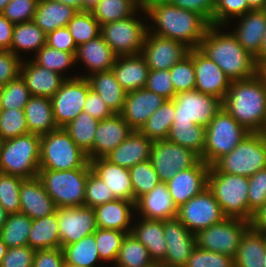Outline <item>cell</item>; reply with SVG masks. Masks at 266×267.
I'll return each mask as SVG.
<instances>
[{"instance_id": "7402d4cb", "label": "cell", "mask_w": 266, "mask_h": 267, "mask_svg": "<svg viewBox=\"0 0 266 267\" xmlns=\"http://www.w3.org/2000/svg\"><path fill=\"white\" fill-rule=\"evenodd\" d=\"M165 98L141 88L128 92L119 113L133 130H140L148 118L165 102Z\"/></svg>"}, {"instance_id": "4dcf8cb0", "label": "cell", "mask_w": 266, "mask_h": 267, "mask_svg": "<svg viewBox=\"0 0 266 267\" xmlns=\"http://www.w3.org/2000/svg\"><path fill=\"white\" fill-rule=\"evenodd\" d=\"M75 58L76 62L80 60L87 67L86 70L90 71L87 76L79 75V77L87 78L94 73L111 70L117 55L99 35L87 43L79 45Z\"/></svg>"}, {"instance_id": "2a66077c", "label": "cell", "mask_w": 266, "mask_h": 267, "mask_svg": "<svg viewBox=\"0 0 266 267\" xmlns=\"http://www.w3.org/2000/svg\"><path fill=\"white\" fill-rule=\"evenodd\" d=\"M258 75L264 80L266 84V61L258 66Z\"/></svg>"}, {"instance_id": "30bf717a", "label": "cell", "mask_w": 266, "mask_h": 267, "mask_svg": "<svg viewBox=\"0 0 266 267\" xmlns=\"http://www.w3.org/2000/svg\"><path fill=\"white\" fill-rule=\"evenodd\" d=\"M136 13L126 19L100 25V35L117 56L141 54L149 26L144 20H139Z\"/></svg>"}, {"instance_id": "484cf974", "label": "cell", "mask_w": 266, "mask_h": 267, "mask_svg": "<svg viewBox=\"0 0 266 267\" xmlns=\"http://www.w3.org/2000/svg\"><path fill=\"white\" fill-rule=\"evenodd\" d=\"M153 141L138 130L120 143L113 151L104 158L112 164L130 169L136 164L149 160Z\"/></svg>"}, {"instance_id": "60d3db41", "label": "cell", "mask_w": 266, "mask_h": 267, "mask_svg": "<svg viewBox=\"0 0 266 267\" xmlns=\"http://www.w3.org/2000/svg\"><path fill=\"white\" fill-rule=\"evenodd\" d=\"M141 0H100L91 11L100 25L126 19L137 10L142 11Z\"/></svg>"}, {"instance_id": "9a60e30c", "label": "cell", "mask_w": 266, "mask_h": 267, "mask_svg": "<svg viewBox=\"0 0 266 267\" xmlns=\"http://www.w3.org/2000/svg\"><path fill=\"white\" fill-rule=\"evenodd\" d=\"M201 158L179 144L168 140L154 141L150 161L159 180L167 182L179 171L193 167Z\"/></svg>"}, {"instance_id": "1f68e13d", "label": "cell", "mask_w": 266, "mask_h": 267, "mask_svg": "<svg viewBox=\"0 0 266 267\" xmlns=\"http://www.w3.org/2000/svg\"><path fill=\"white\" fill-rule=\"evenodd\" d=\"M140 219V222L132 224L131 234L148 249L151 260L156 265H160L164 261L167 249L163 221Z\"/></svg>"}, {"instance_id": "89a4df30", "label": "cell", "mask_w": 266, "mask_h": 267, "mask_svg": "<svg viewBox=\"0 0 266 267\" xmlns=\"http://www.w3.org/2000/svg\"><path fill=\"white\" fill-rule=\"evenodd\" d=\"M15 24L0 13V50H11V42Z\"/></svg>"}, {"instance_id": "7bdbcfd3", "label": "cell", "mask_w": 266, "mask_h": 267, "mask_svg": "<svg viewBox=\"0 0 266 267\" xmlns=\"http://www.w3.org/2000/svg\"><path fill=\"white\" fill-rule=\"evenodd\" d=\"M116 267H153L148 249L131 233L123 239Z\"/></svg>"}, {"instance_id": "4316f807", "label": "cell", "mask_w": 266, "mask_h": 267, "mask_svg": "<svg viewBox=\"0 0 266 267\" xmlns=\"http://www.w3.org/2000/svg\"><path fill=\"white\" fill-rule=\"evenodd\" d=\"M238 18V23H240L231 33L239 44L255 58L260 53L266 32V11L265 9L250 10Z\"/></svg>"}, {"instance_id": "f907efd6", "label": "cell", "mask_w": 266, "mask_h": 267, "mask_svg": "<svg viewBox=\"0 0 266 267\" xmlns=\"http://www.w3.org/2000/svg\"><path fill=\"white\" fill-rule=\"evenodd\" d=\"M30 97L29 89L21 76L0 87L1 109H24Z\"/></svg>"}, {"instance_id": "11a10c76", "label": "cell", "mask_w": 266, "mask_h": 267, "mask_svg": "<svg viewBox=\"0 0 266 267\" xmlns=\"http://www.w3.org/2000/svg\"><path fill=\"white\" fill-rule=\"evenodd\" d=\"M84 193V206L91 208H95L96 206L115 200L114 195L111 190H109L106 183L92 171L88 174Z\"/></svg>"}, {"instance_id": "d4e9b609", "label": "cell", "mask_w": 266, "mask_h": 267, "mask_svg": "<svg viewBox=\"0 0 266 267\" xmlns=\"http://www.w3.org/2000/svg\"><path fill=\"white\" fill-rule=\"evenodd\" d=\"M31 96L51 98L61 87L66 79L75 78L65 77L55 71L48 70L37 65L32 59L22 61L21 74Z\"/></svg>"}, {"instance_id": "ab89813d", "label": "cell", "mask_w": 266, "mask_h": 267, "mask_svg": "<svg viewBox=\"0 0 266 267\" xmlns=\"http://www.w3.org/2000/svg\"><path fill=\"white\" fill-rule=\"evenodd\" d=\"M168 141L190 149L202 158L206 143V127L189 123H172Z\"/></svg>"}, {"instance_id": "836d02e7", "label": "cell", "mask_w": 266, "mask_h": 267, "mask_svg": "<svg viewBox=\"0 0 266 267\" xmlns=\"http://www.w3.org/2000/svg\"><path fill=\"white\" fill-rule=\"evenodd\" d=\"M76 12L70 5L52 0H38L33 21L48 34L58 28L67 27Z\"/></svg>"}, {"instance_id": "7a4b0ae2", "label": "cell", "mask_w": 266, "mask_h": 267, "mask_svg": "<svg viewBox=\"0 0 266 267\" xmlns=\"http://www.w3.org/2000/svg\"><path fill=\"white\" fill-rule=\"evenodd\" d=\"M222 27L210 25L198 49L213 60L230 81L255 77L258 74L255 58L239 44L231 32L223 33Z\"/></svg>"}, {"instance_id": "d6a6232c", "label": "cell", "mask_w": 266, "mask_h": 267, "mask_svg": "<svg viewBox=\"0 0 266 267\" xmlns=\"http://www.w3.org/2000/svg\"><path fill=\"white\" fill-rule=\"evenodd\" d=\"M29 133L44 135L58 129L51 98L31 96L24 107Z\"/></svg>"}, {"instance_id": "ba28073f", "label": "cell", "mask_w": 266, "mask_h": 267, "mask_svg": "<svg viewBox=\"0 0 266 267\" xmlns=\"http://www.w3.org/2000/svg\"><path fill=\"white\" fill-rule=\"evenodd\" d=\"M208 188L226 217L249 221L248 177L209 170Z\"/></svg>"}, {"instance_id": "3957f363", "label": "cell", "mask_w": 266, "mask_h": 267, "mask_svg": "<svg viewBox=\"0 0 266 267\" xmlns=\"http://www.w3.org/2000/svg\"><path fill=\"white\" fill-rule=\"evenodd\" d=\"M222 107L249 132H261L266 120V84L257 74L231 81Z\"/></svg>"}, {"instance_id": "e575fe53", "label": "cell", "mask_w": 266, "mask_h": 267, "mask_svg": "<svg viewBox=\"0 0 266 267\" xmlns=\"http://www.w3.org/2000/svg\"><path fill=\"white\" fill-rule=\"evenodd\" d=\"M87 80L91 89L99 94L114 114L122 111L127 93L116 80L112 69L89 75Z\"/></svg>"}, {"instance_id": "34e18365", "label": "cell", "mask_w": 266, "mask_h": 267, "mask_svg": "<svg viewBox=\"0 0 266 267\" xmlns=\"http://www.w3.org/2000/svg\"><path fill=\"white\" fill-rule=\"evenodd\" d=\"M248 6L251 10L265 9L266 0H247Z\"/></svg>"}, {"instance_id": "c3c4849f", "label": "cell", "mask_w": 266, "mask_h": 267, "mask_svg": "<svg viewBox=\"0 0 266 267\" xmlns=\"http://www.w3.org/2000/svg\"><path fill=\"white\" fill-rule=\"evenodd\" d=\"M101 261L116 263L126 232L97 228L93 233ZM114 261V262H113Z\"/></svg>"}, {"instance_id": "680465c9", "label": "cell", "mask_w": 266, "mask_h": 267, "mask_svg": "<svg viewBox=\"0 0 266 267\" xmlns=\"http://www.w3.org/2000/svg\"><path fill=\"white\" fill-rule=\"evenodd\" d=\"M248 206L249 222L253 213L266 203V168L261 169L256 174L248 177Z\"/></svg>"}, {"instance_id": "bcb514c9", "label": "cell", "mask_w": 266, "mask_h": 267, "mask_svg": "<svg viewBox=\"0 0 266 267\" xmlns=\"http://www.w3.org/2000/svg\"><path fill=\"white\" fill-rule=\"evenodd\" d=\"M67 28L77 47L100 35V24L91 11H77Z\"/></svg>"}, {"instance_id": "277c9868", "label": "cell", "mask_w": 266, "mask_h": 267, "mask_svg": "<svg viewBox=\"0 0 266 267\" xmlns=\"http://www.w3.org/2000/svg\"><path fill=\"white\" fill-rule=\"evenodd\" d=\"M41 136L28 133L0 142V172L23 179L37 177L40 170Z\"/></svg>"}, {"instance_id": "979ff035", "label": "cell", "mask_w": 266, "mask_h": 267, "mask_svg": "<svg viewBox=\"0 0 266 267\" xmlns=\"http://www.w3.org/2000/svg\"><path fill=\"white\" fill-rule=\"evenodd\" d=\"M11 0H0V13L3 12L5 6L10 2Z\"/></svg>"}, {"instance_id": "b9f144b4", "label": "cell", "mask_w": 266, "mask_h": 267, "mask_svg": "<svg viewBox=\"0 0 266 267\" xmlns=\"http://www.w3.org/2000/svg\"><path fill=\"white\" fill-rule=\"evenodd\" d=\"M174 114L173 99L165 100L139 131L153 142L167 140L172 123L174 122Z\"/></svg>"}, {"instance_id": "6125c7cd", "label": "cell", "mask_w": 266, "mask_h": 267, "mask_svg": "<svg viewBox=\"0 0 266 267\" xmlns=\"http://www.w3.org/2000/svg\"><path fill=\"white\" fill-rule=\"evenodd\" d=\"M22 61L9 50H0V87L20 76Z\"/></svg>"}, {"instance_id": "8c879c8a", "label": "cell", "mask_w": 266, "mask_h": 267, "mask_svg": "<svg viewBox=\"0 0 266 267\" xmlns=\"http://www.w3.org/2000/svg\"><path fill=\"white\" fill-rule=\"evenodd\" d=\"M257 66L266 61V32L263 36L262 45L260 48V53L255 57Z\"/></svg>"}, {"instance_id": "753ad0ef", "label": "cell", "mask_w": 266, "mask_h": 267, "mask_svg": "<svg viewBox=\"0 0 266 267\" xmlns=\"http://www.w3.org/2000/svg\"><path fill=\"white\" fill-rule=\"evenodd\" d=\"M52 1L63 3L65 5H70L77 11H82V0H52Z\"/></svg>"}, {"instance_id": "e0dca14e", "label": "cell", "mask_w": 266, "mask_h": 267, "mask_svg": "<svg viewBox=\"0 0 266 267\" xmlns=\"http://www.w3.org/2000/svg\"><path fill=\"white\" fill-rule=\"evenodd\" d=\"M61 248L93 234L97 227L94 208L87 206L57 208Z\"/></svg>"}, {"instance_id": "7dc6e473", "label": "cell", "mask_w": 266, "mask_h": 267, "mask_svg": "<svg viewBox=\"0 0 266 267\" xmlns=\"http://www.w3.org/2000/svg\"><path fill=\"white\" fill-rule=\"evenodd\" d=\"M129 171L133 187L134 203L141 196L149 193L160 182L150 159L136 164Z\"/></svg>"}, {"instance_id": "ffe728a7", "label": "cell", "mask_w": 266, "mask_h": 267, "mask_svg": "<svg viewBox=\"0 0 266 267\" xmlns=\"http://www.w3.org/2000/svg\"><path fill=\"white\" fill-rule=\"evenodd\" d=\"M193 66L196 77L195 90L223 101L231 84L223 70L198 48L193 49Z\"/></svg>"}, {"instance_id": "deb4b68c", "label": "cell", "mask_w": 266, "mask_h": 267, "mask_svg": "<svg viewBox=\"0 0 266 267\" xmlns=\"http://www.w3.org/2000/svg\"><path fill=\"white\" fill-rule=\"evenodd\" d=\"M260 133H262L263 136L266 138V120L264 122V126H263L262 131Z\"/></svg>"}, {"instance_id": "b9fcfbb0", "label": "cell", "mask_w": 266, "mask_h": 267, "mask_svg": "<svg viewBox=\"0 0 266 267\" xmlns=\"http://www.w3.org/2000/svg\"><path fill=\"white\" fill-rule=\"evenodd\" d=\"M8 217L7 211L0 205V230Z\"/></svg>"}, {"instance_id": "be15d7a7", "label": "cell", "mask_w": 266, "mask_h": 267, "mask_svg": "<svg viewBox=\"0 0 266 267\" xmlns=\"http://www.w3.org/2000/svg\"><path fill=\"white\" fill-rule=\"evenodd\" d=\"M36 250L30 246L8 248L0 267H33Z\"/></svg>"}, {"instance_id": "ac0fdd59", "label": "cell", "mask_w": 266, "mask_h": 267, "mask_svg": "<svg viewBox=\"0 0 266 267\" xmlns=\"http://www.w3.org/2000/svg\"><path fill=\"white\" fill-rule=\"evenodd\" d=\"M164 239L167 245L164 267H184L196 247V236L177 218L163 221Z\"/></svg>"}, {"instance_id": "83f0119b", "label": "cell", "mask_w": 266, "mask_h": 267, "mask_svg": "<svg viewBox=\"0 0 266 267\" xmlns=\"http://www.w3.org/2000/svg\"><path fill=\"white\" fill-rule=\"evenodd\" d=\"M89 163L91 171L106 183L115 199L134 202L129 169L112 164L105 158L89 160Z\"/></svg>"}, {"instance_id": "74e56055", "label": "cell", "mask_w": 266, "mask_h": 267, "mask_svg": "<svg viewBox=\"0 0 266 267\" xmlns=\"http://www.w3.org/2000/svg\"><path fill=\"white\" fill-rule=\"evenodd\" d=\"M47 34L33 21L15 24L11 42V52L18 57L19 52L37 53L46 44Z\"/></svg>"}, {"instance_id": "4fadbf2b", "label": "cell", "mask_w": 266, "mask_h": 267, "mask_svg": "<svg viewBox=\"0 0 266 267\" xmlns=\"http://www.w3.org/2000/svg\"><path fill=\"white\" fill-rule=\"evenodd\" d=\"M192 233L196 234L226 218L212 191L207 187L187 203L178 207L176 217Z\"/></svg>"}, {"instance_id": "67dfc351", "label": "cell", "mask_w": 266, "mask_h": 267, "mask_svg": "<svg viewBox=\"0 0 266 267\" xmlns=\"http://www.w3.org/2000/svg\"><path fill=\"white\" fill-rule=\"evenodd\" d=\"M263 267H266V255H265V258H264V265Z\"/></svg>"}, {"instance_id": "5bb4252c", "label": "cell", "mask_w": 266, "mask_h": 267, "mask_svg": "<svg viewBox=\"0 0 266 267\" xmlns=\"http://www.w3.org/2000/svg\"><path fill=\"white\" fill-rule=\"evenodd\" d=\"M91 89L87 78L75 75L66 79L51 97L53 114L58 128L65 127L83 112L84 104Z\"/></svg>"}, {"instance_id": "9f6ffc18", "label": "cell", "mask_w": 266, "mask_h": 267, "mask_svg": "<svg viewBox=\"0 0 266 267\" xmlns=\"http://www.w3.org/2000/svg\"><path fill=\"white\" fill-rule=\"evenodd\" d=\"M184 267H235L234 257L195 247Z\"/></svg>"}, {"instance_id": "52a82bcc", "label": "cell", "mask_w": 266, "mask_h": 267, "mask_svg": "<svg viewBox=\"0 0 266 267\" xmlns=\"http://www.w3.org/2000/svg\"><path fill=\"white\" fill-rule=\"evenodd\" d=\"M88 163L87 154L75 144L63 128L41 136L40 169L73 170L83 168Z\"/></svg>"}, {"instance_id": "d590c367", "label": "cell", "mask_w": 266, "mask_h": 267, "mask_svg": "<svg viewBox=\"0 0 266 267\" xmlns=\"http://www.w3.org/2000/svg\"><path fill=\"white\" fill-rule=\"evenodd\" d=\"M266 255V234L249 227L242 235L234 256L235 267H263Z\"/></svg>"}, {"instance_id": "8992f818", "label": "cell", "mask_w": 266, "mask_h": 267, "mask_svg": "<svg viewBox=\"0 0 266 267\" xmlns=\"http://www.w3.org/2000/svg\"><path fill=\"white\" fill-rule=\"evenodd\" d=\"M90 163L73 170L40 169L38 177L57 208L84 206Z\"/></svg>"}, {"instance_id": "2e32d148", "label": "cell", "mask_w": 266, "mask_h": 267, "mask_svg": "<svg viewBox=\"0 0 266 267\" xmlns=\"http://www.w3.org/2000/svg\"><path fill=\"white\" fill-rule=\"evenodd\" d=\"M186 44L147 32L141 55L150 70H169L189 55Z\"/></svg>"}, {"instance_id": "7c38bea8", "label": "cell", "mask_w": 266, "mask_h": 267, "mask_svg": "<svg viewBox=\"0 0 266 267\" xmlns=\"http://www.w3.org/2000/svg\"><path fill=\"white\" fill-rule=\"evenodd\" d=\"M175 114L173 123H189L207 127L222 109V100L197 90H188L173 98Z\"/></svg>"}, {"instance_id": "681fc988", "label": "cell", "mask_w": 266, "mask_h": 267, "mask_svg": "<svg viewBox=\"0 0 266 267\" xmlns=\"http://www.w3.org/2000/svg\"><path fill=\"white\" fill-rule=\"evenodd\" d=\"M32 60L37 65L60 75L76 63L75 54L56 50L46 44L34 55Z\"/></svg>"}, {"instance_id": "11e5206c", "label": "cell", "mask_w": 266, "mask_h": 267, "mask_svg": "<svg viewBox=\"0 0 266 267\" xmlns=\"http://www.w3.org/2000/svg\"><path fill=\"white\" fill-rule=\"evenodd\" d=\"M100 0H82V11H92Z\"/></svg>"}, {"instance_id": "6da1fadb", "label": "cell", "mask_w": 266, "mask_h": 267, "mask_svg": "<svg viewBox=\"0 0 266 267\" xmlns=\"http://www.w3.org/2000/svg\"><path fill=\"white\" fill-rule=\"evenodd\" d=\"M143 13L150 17L151 24L154 22L148 32L180 41L191 49L199 47L211 25L202 15L176 7L167 0H144Z\"/></svg>"}, {"instance_id": "2644e50d", "label": "cell", "mask_w": 266, "mask_h": 267, "mask_svg": "<svg viewBox=\"0 0 266 267\" xmlns=\"http://www.w3.org/2000/svg\"><path fill=\"white\" fill-rule=\"evenodd\" d=\"M250 227L254 231L266 234V203L253 213Z\"/></svg>"}, {"instance_id": "e7e4bbea", "label": "cell", "mask_w": 266, "mask_h": 267, "mask_svg": "<svg viewBox=\"0 0 266 267\" xmlns=\"http://www.w3.org/2000/svg\"><path fill=\"white\" fill-rule=\"evenodd\" d=\"M46 45L56 50L76 55L77 46L67 27L58 28L47 34Z\"/></svg>"}, {"instance_id": "f35d334b", "label": "cell", "mask_w": 266, "mask_h": 267, "mask_svg": "<svg viewBox=\"0 0 266 267\" xmlns=\"http://www.w3.org/2000/svg\"><path fill=\"white\" fill-rule=\"evenodd\" d=\"M62 251L65 266L67 267H96V264L101 260L94 234L87 235L75 243L63 246Z\"/></svg>"}, {"instance_id": "44dd1931", "label": "cell", "mask_w": 266, "mask_h": 267, "mask_svg": "<svg viewBox=\"0 0 266 267\" xmlns=\"http://www.w3.org/2000/svg\"><path fill=\"white\" fill-rule=\"evenodd\" d=\"M133 131L120 114L99 121L93 148L87 153L89 160L104 158L122 143Z\"/></svg>"}, {"instance_id": "8fae6325", "label": "cell", "mask_w": 266, "mask_h": 267, "mask_svg": "<svg viewBox=\"0 0 266 267\" xmlns=\"http://www.w3.org/2000/svg\"><path fill=\"white\" fill-rule=\"evenodd\" d=\"M250 222L240 218L226 217L214 225L198 231L196 246L207 251L219 252L234 257L242 235Z\"/></svg>"}, {"instance_id": "db71d44e", "label": "cell", "mask_w": 266, "mask_h": 267, "mask_svg": "<svg viewBox=\"0 0 266 267\" xmlns=\"http://www.w3.org/2000/svg\"><path fill=\"white\" fill-rule=\"evenodd\" d=\"M171 81L175 93L194 90L196 85L195 70L193 66V49L182 61L176 63L169 69Z\"/></svg>"}, {"instance_id": "91938a15", "label": "cell", "mask_w": 266, "mask_h": 267, "mask_svg": "<svg viewBox=\"0 0 266 267\" xmlns=\"http://www.w3.org/2000/svg\"><path fill=\"white\" fill-rule=\"evenodd\" d=\"M38 0H11L2 14L13 24L34 19Z\"/></svg>"}, {"instance_id": "a7ac6f4b", "label": "cell", "mask_w": 266, "mask_h": 267, "mask_svg": "<svg viewBox=\"0 0 266 267\" xmlns=\"http://www.w3.org/2000/svg\"><path fill=\"white\" fill-rule=\"evenodd\" d=\"M33 267H65L62 248L36 250Z\"/></svg>"}, {"instance_id": "03108f58", "label": "cell", "mask_w": 266, "mask_h": 267, "mask_svg": "<svg viewBox=\"0 0 266 267\" xmlns=\"http://www.w3.org/2000/svg\"><path fill=\"white\" fill-rule=\"evenodd\" d=\"M169 3L184 10H190L202 15L213 25L215 0H167Z\"/></svg>"}, {"instance_id": "d6986e66", "label": "cell", "mask_w": 266, "mask_h": 267, "mask_svg": "<svg viewBox=\"0 0 266 267\" xmlns=\"http://www.w3.org/2000/svg\"><path fill=\"white\" fill-rule=\"evenodd\" d=\"M209 170L210 166L200 159L193 167L179 171L166 182L178 207L208 187Z\"/></svg>"}, {"instance_id": "003e7915", "label": "cell", "mask_w": 266, "mask_h": 267, "mask_svg": "<svg viewBox=\"0 0 266 267\" xmlns=\"http://www.w3.org/2000/svg\"><path fill=\"white\" fill-rule=\"evenodd\" d=\"M83 112L88 113L98 121L109 118L114 114L99 94L92 89L88 91Z\"/></svg>"}, {"instance_id": "816d5d0a", "label": "cell", "mask_w": 266, "mask_h": 267, "mask_svg": "<svg viewBox=\"0 0 266 267\" xmlns=\"http://www.w3.org/2000/svg\"><path fill=\"white\" fill-rule=\"evenodd\" d=\"M24 109H2L0 112V141L28 134Z\"/></svg>"}, {"instance_id": "09005b40", "label": "cell", "mask_w": 266, "mask_h": 267, "mask_svg": "<svg viewBox=\"0 0 266 267\" xmlns=\"http://www.w3.org/2000/svg\"><path fill=\"white\" fill-rule=\"evenodd\" d=\"M7 249V245L2 241V238L0 237V264L3 257L6 255Z\"/></svg>"}, {"instance_id": "6f0895ef", "label": "cell", "mask_w": 266, "mask_h": 267, "mask_svg": "<svg viewBox=\"0 0 266 267\" xmlns=\"http://www.w3.org/2000/svg\"><path fill=\"white\" fill-rule=\"evenodd\" d=\"M251 9L247 0H216L213 12V25H226L234 17L244 15Z\"/></svg>"}, {"instance_id": "5b68a950", "label": "cell", "mask_w": 266, "mask_h": 267, "mask_svg": "<svg viewBox=\"0 0 266 267\" xmlns=\"http://www.w3.org/2000/svg\"><path fill=\"white\" fill-rule=\"evenodd\" d=\"M266 168V138L260 132H250L229 153L211 166L212 172L250 177Z\"/></svg>"}, {"instance_id": "cb8c5ba5", "label": "cell", "mask_w": 266, "mask_h": 267, "mask_svg": "<svg viewBox=\"0 0 266 267\" xmlns=\"http://www.w3.org/2000/svg\"><path fill=\"white\" fill-rule=\"evenodd\" d=\"M57 207L40 178L24 179L20 188V213L38 219L55 213Z\"/></svg>"}, {"instance_id": "f6af8a7d", "label": "cell", "mask_w": 266, "mask_h": 267, "mask_svg": "<svg viewBox=\"0 0 266 267\" xmlns=\"http://www.w3.org/2000/svg\"><path fill=\"white\" fill-rule=\"evenodd\" d=\"M99 121L88 113L81 112L63 129L75 144L86 154L93 148V139Z\"/></svg>"}, {"instance_id": "f546056e", "label": "cell", "mask_w": 266, "mask_h": 267, "mask_svg": "<svg viewBox=\"0 0 266 267\" xmlns=\"http://www.w3.org/2000/svg\"><path fill=\"white\" fill-rule=\"evenodd\" d=\"M135 203L128 200L115 199L94 208L97 227L131 233Z\"/></svg>"}, {"instance_id": "b62a3aed", "label": "cell", "mask_w": 266, "mask_h": 267, "mask_svg": "<svg viewBox=\"0 0 266 267\" xmlns=\"http://www.w3.org/2000/svg\"><path fill=\"white\" fill-rule=\"evenodd\" d=\"M153 267H164V266L155 264Z\"/></svg>"}, {"instance_id": "f1b7e54d", "label": "cell", "mask_w": 266, "mask_h": 267, "mask_svg": "<svg viewBox=\"0 0 266 267\" xmlns=\"http://www.w3.org/2000/svg\"><path fill=\"white\" fill-rule=\"evenodd\" d=\"M112 71L116 80L128 93L145 88L149 75V67L141 54L117 56Z\"/></svg>"}, {"instance_id": "ee69618b", "label": "cell", "mask_w": 266, "mask_h": 267, "mask_svg": "<svg viewBox=\"0 0 266 267\" xmlns=\"http://www.w3.org/2000/svg\"><path fill=\"white\" fill-rule=\"evenodd\" d=\"M32 226V219L26 214H8L7 220L0 230V237L8 248L28 245V237Z\"/></svg>"}, {"instance_id": "9c48e42d", "label": "cell", "mask_w": 266, "mask_h": 267, "mask_svg": "<svg viewBox=\"0 0 266 267\" xmlns=\"http://www.w3.org/2000/svg\"><path fill=\"white\" fill-rule=\"evenodd\" d=\"M249 133L222 107L206 127V143L201 160L211 166L221 156L229 154Z\"/></svg>"}, {"instance_id": "94428289", "label": "cell", "mask_w": 266, "mask_h": 267, "mask_svg": "<svg viewBox=\"0 0 266 267\" xmlns=\"http://www.w3.org/2000/svg\"><path fill=\"white\" fill-rule=\"evenodd\" d=\"M171 79L169 70H150L145 88L166 100L173 99L176 93Z\"/></svg>"}, {"instance_id": "8d00e7d4", "label": "cell", "mask_w": 266, "mask_h": 267, "mask_svg": "<svg viewBox=\"0 0 266 267\" xmlns=\"http://www.w3.org/2000/svg\"><path fill=\"white\" fill-rule=\"evenodd\" d=\"M28 246L35 250L61 248L57 210L49 216L32 220Z\"/></svg>"}, {"instance_id": "603a6c76", "label": "cell", "mask_w": 266, "mask_h": 267, "mask_svg": "<svg viewBox=\"0 0 266 267\" xmlns=\"http://www.w3.org/2000/svg\"><path fill=\"white\" fill-rule=\"evenodd\" d=\"M136 214L149 220H167L176 218L178 206L169 193L166 182L160 181L149 193L135 202Z\"/></svg>"}, {"instance_id": "f5cc1de1", "label": "cell", "mask_w": 266, "mask_h": 267, "mask_svg": "<svg viewBox=\"0 0 266 267\" xmlns=\"http://www.w3.org/2000/svg\"><path fill=\"white\" fill-rule=\"evenodd\" d=\"M24 179L0 172V205L8 214L19 213L20 188Z\"/></svg>"}]
</instances>
